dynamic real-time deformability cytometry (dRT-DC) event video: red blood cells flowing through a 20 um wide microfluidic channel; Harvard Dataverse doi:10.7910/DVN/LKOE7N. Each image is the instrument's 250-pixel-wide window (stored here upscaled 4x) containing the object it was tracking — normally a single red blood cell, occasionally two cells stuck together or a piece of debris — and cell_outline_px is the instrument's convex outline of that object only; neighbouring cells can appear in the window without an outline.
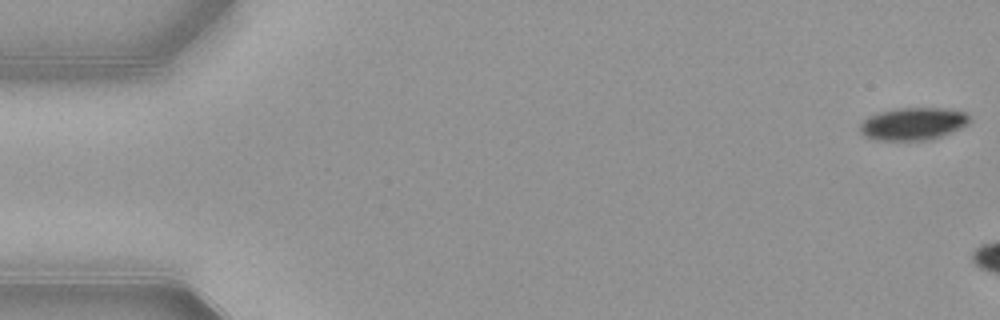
{"species": "common noctule bat (a hibernating species)", "species_latin": "Nyctalus noctula", "temperature_condition": "warm", "stored_images_in_passage": 7, "camera_frame_rate_fps": 3000, "um_per_image_px": 0.085, "animal": {"sex": "female", "body_mass_g": 21.9}, "frame": {"image": 1, "passage_image": 1, "time_ms": 0.0, "image_size_px": [1000, 320], "cell_outline_px": [[972, 120], [968, 124], [960, 128], [940, 136], [928, 140], [872, 140], [864, 136], [860, 132], [860, 120], [868, 116], [880, 112], [896, 108], [948, 108], [968, 112], [972, 116]], "centroid_in_image_um": [77.62, 10.51], "position_along_channel_um": 7.4, "area_um2": 21.15}}